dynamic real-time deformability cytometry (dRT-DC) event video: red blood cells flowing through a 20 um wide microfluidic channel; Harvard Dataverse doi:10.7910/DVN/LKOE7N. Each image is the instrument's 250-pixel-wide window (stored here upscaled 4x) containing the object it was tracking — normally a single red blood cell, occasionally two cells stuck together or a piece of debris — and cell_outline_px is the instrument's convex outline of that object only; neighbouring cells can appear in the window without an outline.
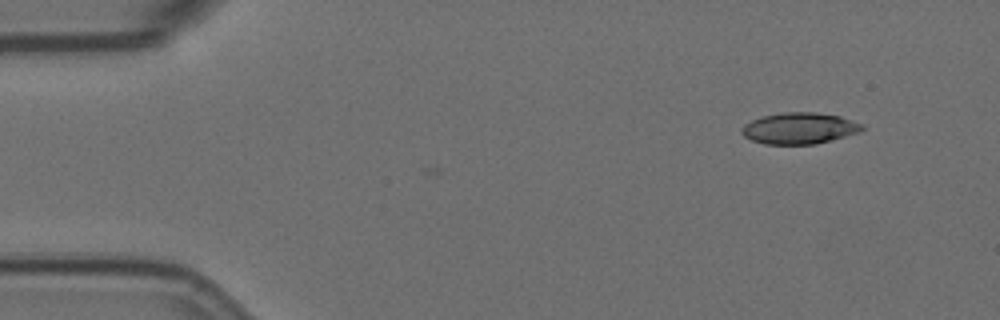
{"species": "Egyptian fruit bat (a non-hibernating species)", "species_latin": "Rousettus aegyptiacus", "temperature_condition": "room temperature", "stored_images_in_passage": 12, "camera_frame_rate_fps": 3000, "um_per_image_px": 0.085, "animal": {"sex": "female"}, "frame": {"image": 1, "passage_image": 1, "time_ms": 0.0, "image_size_px": [1000, 320], "cell_outline_px": [[864, 128], [860, 132], [816, 144], [764, 144], [752, 140], [744, 136], [740, 132], [740, 128], [744, 124], [760, 116], [784, 112], [816, 112], [840, 116], [864, 124]], "centroid_in_image_um": [67.93, 10.9], "position_along_channel_um": 17.1, "area_um2": 22.14}}
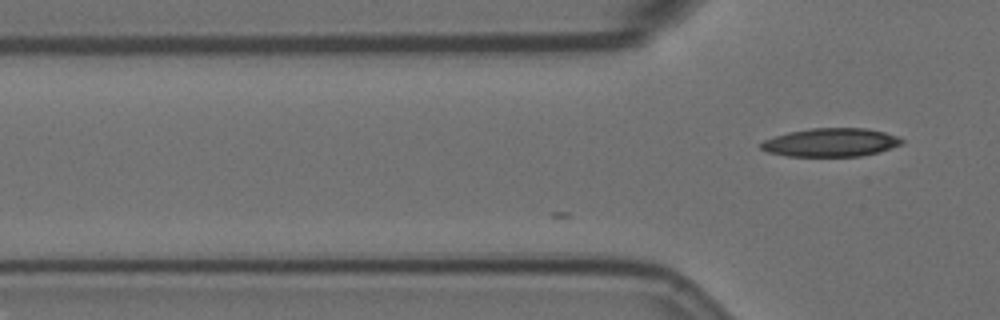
{"frame": {"image": 2, "passage_image": 12, "time_ms": 3.667, "image_size_px": [1000, 320], "cell_outline_px": [[904, 140], [900, 144], [876, 152], [860, 156], [788, 156], [768, 152], [760, 148], [760, 144], [764, 140], [788, 132], [812, 128], [868, 128], [884, 132], [896, 136]], "centroid_in_image_um": [70.58, 12.1], "position_along_channel_um": 55.2, "area_um2": 23.0}}